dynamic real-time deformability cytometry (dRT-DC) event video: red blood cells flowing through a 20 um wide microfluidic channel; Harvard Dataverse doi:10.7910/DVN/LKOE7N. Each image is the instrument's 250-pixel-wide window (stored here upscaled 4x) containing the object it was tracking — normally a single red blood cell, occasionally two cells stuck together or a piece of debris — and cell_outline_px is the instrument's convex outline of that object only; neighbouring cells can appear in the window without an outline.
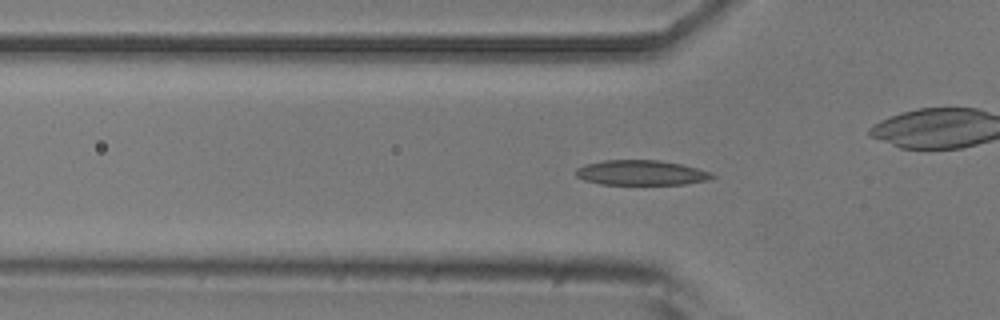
{"species": "common noctule bat (a hibernating species)", "species_latin": "Nyctalus noctula", "temperature_condition": "room temperature", "stored_images_in_passage": 19, "camera_frame_rate_fps": 3000, "um_per_image_px": 0.085, "animal": {"sex": "male", "body_mass_g": 20.5, "forearm_length_mm": 52.5}, "frame": {"image": 1, "passage_image": 16, "time_ms": 5.0, "image_size_px": [1000, 320], "cell_outline_px": [[716, 176], [708, 180], [684, 184], [600, 184], [584, 180], [576, 176], [576, 168], [584, 164], [604, 160], [660, 160], [680, 164], [712, 172]], "centroid_in_image_um": [54.48, 14.68], "position_along_channel_um": 71.3, "area_um2": 19.83}}